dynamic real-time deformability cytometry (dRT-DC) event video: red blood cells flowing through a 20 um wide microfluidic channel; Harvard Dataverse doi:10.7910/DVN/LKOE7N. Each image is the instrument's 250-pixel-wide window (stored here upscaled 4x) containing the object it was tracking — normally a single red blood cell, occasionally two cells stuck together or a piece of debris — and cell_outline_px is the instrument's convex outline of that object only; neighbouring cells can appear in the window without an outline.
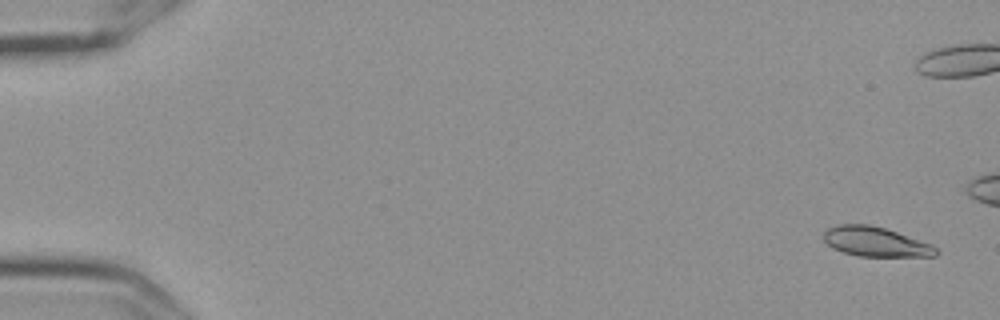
{"species": "Egyptian fruit bat (a non-hibernating species)", "species_latin": "Rousettus aegyptiacus", "temperature_condition": "cold", "stored_images_in_passage": 59, "camera_frame_rate_fps": 3000, "um_per_image_px": 0.085, "frame": {"image": 1, "passage_image": 3, "time_ms": 0.667, "image_size_px": [1000, 320], "cell_outline_px": [[940, 252], [936, 256], [856, 256], [832, 248], [824, 240], [824, 232], [828, 228], [836, 224], [868, 224], [884, 228], [932, 244]], "centroid_in_image_um": [74.42, 20.55], "position_along_channel_um": 10.6, "area_um2": 19.31}}
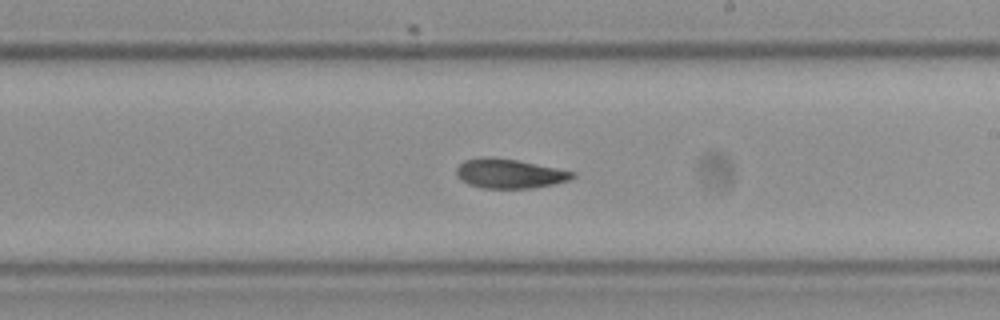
{"frame": {"image": 2, "passage_image": 35, "time_ms": 11.333, "image_size_px": [1000, 320], "cell_outline_px": [[576, 176], [568, 180], [556, 184], [532, 188], [480, 188], [468, 184], [460, 180], [456, 176], [456, 168], [464, 160], [484, 156], [516, 160], [576, 172]], "centroid_in_image_um": [43.28, 14.76], "position_along_channel_um": 245.7, "area_um2": 19.94}}
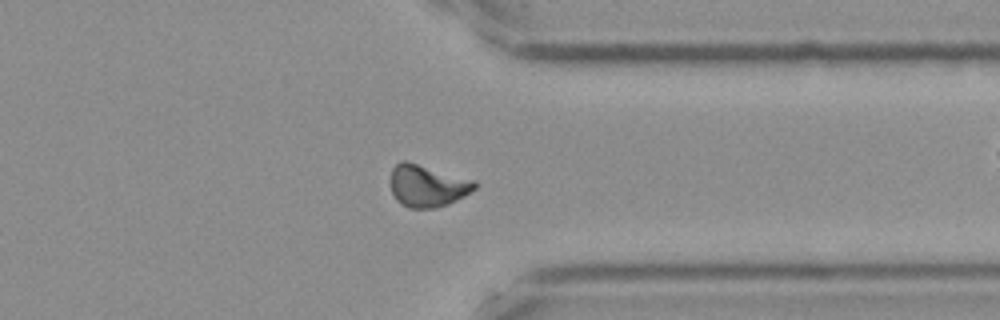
{"frame": {"image": 3, "passage_image": 46, "time_ms": 15.0, "image_size_px": [1000, 320], "cell_outline_px": [[476, 188], [464, 196], [448, 204], [432, 208], [408, 208], [396, 200], [392, 192], [388, 180], [392, 168], [400, 160], [404, 160], [476, 180]], "centroid_in_image_um": [36.29, 15.78], "position_along_channel_um": 375.1, "area_um2": 20.81}, "authors_computed_cell_mechanics": {"area_um2": 19.941, "velocity_mm_per_s": 3.582, "shape_relaxation_time_tau1_ms": null, "shape_relaxation_time_tau2_ms": 7.7598, "deformation_change_tau1": null, "deformation_change_tau2": 0.1371}}